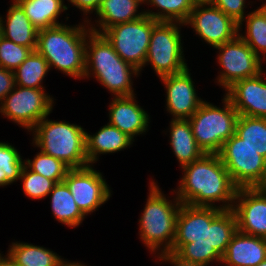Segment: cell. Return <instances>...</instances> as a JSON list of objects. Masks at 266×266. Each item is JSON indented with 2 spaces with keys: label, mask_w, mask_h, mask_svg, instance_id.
<instances>
[{
  "label": "cell",
  "mask_w": 266,
  "mask_h": 266,
  "mask_svg": "<svg viewBox=\"0 0 266 266\" xmlns=\"http://www.w3.org/2000/svg\"><path fill=\"white\" fill-rule=\"evenodd\" d=\"M184 25L192 26L197 35L214 48L238 35V23L210 2L195 3Z\"/></svg>",
  "instance_id": "4fadbf2b"
},
{
  "label": "cell",
  "mask_w": 266,
  "mask_h": 266,
  "mask_svg": "<svg viewBox=\"0 0 266 266\" xmlns=\"http://www.w3.org/2000/svg\"><path fill=\"white\" fill-rule=\"evenodd\" d=\"M0 266H18V264L10 257L7 253L6 256H1L0 258Z\"/></svg>",
  "instance_id": "ab89813d"
},
{
  "label": "cell",
  "mask_w": 266,
  "mask_h": 266,
  "mask_svg": "<svg viewBox=\"0 0 266 266\" xmlns=\"http://www.w3.org/2000/svg\"><path fill=\"white\" fill-rule=\"evenodd\" d=\"M91 20L85 25L68 26L65 24L39 30L36 51L53 67L66 75L84 78L86 41L91 29ZM88 27V28H87Z\"/></svg>",
  "instance_id": "7a4b0ae2"
},
{
  "label": "cell",
  "mask_w": 266,
  "mask_h": 266,
  "mask_svg": "<svg viewBox=\"0 0 266 266\" xmlns=\"http://www.w3.org/2000/svg\"><path fill=\"white\" fill-rule=\"evenodd\" d=\"M235 134L266 159V118L239 115Z\"/></svg>",
  "instance_id": "f546056e"
},
{
  "label": "cell",
  "mask_w": 266,
  "mask_h": 266,
  "mask_svg": "<svg viewBox=\"0 0 266 266\" xmlns=\"http://www.w3.org/2000/svg\"><path fill=\"white\" fill-rule=\"evenodd\" d=\"M259 188L266 194V176Z\"/></svg>",
  "instance_id": "b9f144b4"
},
{
  "label": "cell",
  "mask_w": 266,
  "mask_h": 266,
  "mask_svg": "<svg viewBox=\"0 0 266 266\" xmlns=\"http://www.w3.org/2000/svg\"><path fill=\"white\" fill-rule=\"evenodd\" d=\"M215 48L219 50L218 63L223 70L217 82L226 90L235 82L262 72V60L266 58L260 59L239 35Z\"/></svg>",
  "instance_id": "7c38bea8"
},
{
  "label": "cell",
  "mask_w": 266,
  "mask_h": 266,
  "mask_svg": "<svg viewBox=\"0 0 266 266\" xmlns=\"http://www.w3.org/2000/svg\"><path fill=\"white\" fill-rule=\"evenodd\" d=\"M18 266H57L62 260L55 252L28 243H12L8 250Z\"/></svg>",
  "instance_id": "4316f807"
},
{
  "label": "cell",
  "mask_w": 266,
  "mask_h": 266,
  "mask_svg": "<svg viewBox=\"0 0 266 266\" xmlns=\"http://www.w3.org/2000/svg\"><path fill=\"white\" fill-rule=\"evenodd\" d=\"M135 95L112 99L109 106V124L115 126L134 141V136L147 131L149 115L136 102Z\"/></svg>",
  "instance_id": "ac0fdd59"
},
{
  "label": "cell",
  "mask_w": 266,
  "mask_h": 266,
  "mask_svg": "<svg viewBox=\"0 0 266 266\" xmlns=\"http://www.w3.org/2000/svg\"><path fill=\"white\" fill-rule=\"evenodd\" d=\"M158 22L145 14L137 20L113 25L102 34L125 62L141 71L146 60L151 32Z\"/></svg>",
  "instance_id": "30bf717a"
},
{
  "label": "cell",
  "mask_w": 266,
  "mask_h": 266,
  "mask_svg": "<svg viewBox=\"0 0 266 266\" xmlns=\"http://www.w3.org/2000/svg\"><path fill=\"white\" fill-rule=\"evenodd\" d=\"M194 3H206L209 2V0H192Z\"/></svg>",
  "instance_id": "7bdbcfd3"
},
{
  "label": "cell",
  "mask_w": 266,
  "mask_h": 266,
  "mask_svg": "<svg viewBox=\"0 0 266 266\" xmlns=\"http://www.w3.org/2000/svg\"><path fill=\"white\" fill-rule=\"evenodd\" d=\"M189 69L172 75L160 77L165 85L166 108L172 119H189L204 102L196 94Z\"/></svg>",
  "instance_id": "2e32d148"
},
{
  "label": "cell",
  "mask_w": 266,
  "mask_h": 266,
  "mask_svg": "<svg viewBox=\"0 0 266 266\" xmlns=\"http://www.w3.org/2000/svg\"><path fill=\"white\" fill-rule=\"evenodd\" d=\"M144 3L143 0H102L101 5L96 12L99 18L96 29L94 26L90 25V29L93 32L102 34L107 28L113 25L131 22L144 16V11L137 12L139 5ZM138 13V14H136Z\"/></svg>",
  "instance_id": "7402d4cb"
},
{
  "label": "cell",
  "mask_w": 266,
  "mask_h": 266,
  "mask_svg": "<svg viewBox=\"0 0 266 266\" xmlns=\"http://www.w3.org/2000/svg\"><path fill=\"white\" fill-rule=\"evenodd\" d=\"M49 71L50 67L47 60L36 50L32 51L14 71L16 85L44 89L41 84Z\"/></svg>",
  "instance_id": "f1b7e54d"
},
{
  "label": "cell",
  "mask_w": 266,
  "mask_h": 266,
  "mask_svg": "<svg viewBox=\"0 0 266 266\" xmlns=\"http://www.w3.org/2000/svg\"><path fill=\"white\" fill-rule=\"evenodd\" d=\"M149 184V196L139 219V235L151 252L161 250V254L168 253L175 239L181 201L175 197L172 203L164 197L156 182L152 181Z\"/></svg>",
  "instance_id": "5b68a950"
},
{
  "label": "cell",
  "mask_w": 266,
  "mask_h": 266,
  "mask_svg": "<svg viewBox=\"0 0 266 266\" xmlns=\"http://www.w3.org/2000/svg\"><path fill=\"white\" fill-rule=\"evenodd\" d=\"M24 164L31 171L39 173L47 179L54 180L56 183L62 182L67 172L71 169L63 161L41 151L36 154L33 161L31 159L24 160Z\"/></svg>",
  "instance_id": "d6a6232c"
},
{
  "label": "cell",
  "mask_w": 266,
  "mask_h": 266,
  "mask_svg": "<svg viewBox=\"0 0 266 266\" xmlns=\"http://www.w3.org/2000/svg\"><path fill=\"white\" fill-rule=\"evenodd\" d=\"M246 0H209V2L231 17L238 24L244 19Z\"/></svg>",
  "instance_id": "d590c367"
},
{
  "label": "cell",
  "mask_w": 266,
  "mask_h": 266,
  "mask_svg": "<svg viewBox=\"0 0 266 266\" xmlns=\"http://www.w3.org/2000/svg\"><path fill=\"white\" fill-rule=\"evenodd\" d=\"M24 10L33 26L39 31L61 25L57 20L68 10L64 0H15Z\"/></svg>",
  "instance_id": "d4e9b609"
},
{
  "label": "cell",
  "mask_w": 266,
  "mask_h": 266,
  "mask_svg": "<svg viewBox=\"0 0 266 266\" xmlns=\"http://www.w3.org/2000/svg\"><path fill=\"white\" fill-rule=\"evenodd\" d=\"M181 168L184 175L175 192L181 204L213 207V203L222 201L220 209L233 208L238 188L218 154H204Z\"/></svg>",
  "instance_id": "6da1fadb"
},
{
  "label": "cell",
  "mask_w": 266,
  "mask_h": 266,
  "mask_svg": "<svg viewBox=\"0 0 266 266\" xmlns=\"http://www.w3.org/2000/svg\"><path fill=\"white\" fill-rule=\"evenodd\" d=\"M32 50L14 43L0 35V66L15 71L29 56Z\"/></svg>",
  "instance_id": "e575fe53"
},
{
  "label": "cell",
  "mask_w": 266,
  "mask_h": 266,
  "mask_svg": "<svg viewBox=\"0 0 266 266\" xmlns=\"http://www.w3.org/2000/svg\"><path fill=\"white\" fill-rule=\"evenodd\" d=\"M234 185L239 188L259 187L266 176V159L236 134L218 153Z\"/></svg>",
  "instance_id": "ba28073f"
},
{
  "label": "cell",
  "mask_w": 266,
  "mask_h": 266,
  "mask_svg": "<svg viewBox=\"0 0 266 266\" xmlns=\"http://www.w3.org/2000/svg\"><path fill=\"white\" fill-rule=\"evenodd\" d=\"M244 20H246V35L240 34ZM238 35L260 59L261 55L266 56V3L244 17L238 24Z\"/></svg>",
  "instance_id": "83f0119b"
},
{
  "label": "cell",
  "mask_w": 266,
  "mask_h": 266,
  "mask_svg": "<svg viewBox=\"0 0 266 266\" xmlns=\"http://www.w3.org/2000/svg\"><path fill=\"white\" fill-rule=\"evenodd\" d=\"M257 266H266V260L262 261V262L259 263Z\"/></svg>",
  "instance_id": "ee69618b"
},
{
  "label": "cell",
  "mask_w": 266,
  "mask_h": 266,
  "mask_svg": "<svg viewBox=\"0 0 266 266\" xmlns=\"http://www.w3.org/2000/svg\"><path fill=\"white\" fill-rule=\"evenodd\" d=\"M102 0H68V2L72 3L73 6L79 8L83 11L84 14L92 13L93 11H98Z\"/></svg>",
  "instance_id": "74e56055"
},
{
  "label": "cell",
  "mask_w": 266,
  "mask_h": 266,
  "mask_svg": "<svg viewBox=\"0 0 266 266\" xmlns=\"http://www.w3.org/2000/svg\"><path fill=\"white\" fill-rule=\"evenodd\" d=\"M49 194L51 210L56 220L71 228L78 227L85 214L77 206L66 183L64 181L56 183Z\"/></svg>",
  "instance_id": "484cf974"
},
{
  "label": "cell",
  "mask_w": 266,
  "mask_h": 266,
  "mask_svg": "<svg viewBox=\"0 0 266 266\" xmlns=\"http://www.w3.org/2000/svg\"><path fill=\"white\" fill-rule=\"evenodd\" d=\"M14 71L0 66V103L15 88Z\"/></svg>",
  "instance_id": "8d00e7d4"
},
{
  "label": "cell",
  "mask_w": 266,
  "mask_h": 266,
  "mask_svg": "<svg viewBox=\"0 0 266 266\" xmlns=\"http://www.w3.org/2000/svg\"><path fill=\"white\" fill-rule=\"evenodd\" d=\"M266 73L262 71L255 77L235 82L225 90L239 115L266 118Z\"/></svg>",
  "instance_id": "e0dca14e"
},
{
  "label": "cell",
  "mask_w": 266,
  "mask_h": 266,
  "mask_svg": "<svg viewBox=\"0 0 266 266\" xmlns=\"http://www.w3.org/2000/svg\"><path fill=\"white\" fill-rule=\"evenodd\" d=\"M41 152L63 161L72 168L89 166L86 154V131L76 124L43 118L31 130Z\"/></svg>",
  "instance_id": "277c9868"
},
{
  "label": "cell",
  "mask_w": 266,
  "mask_h": 266,
  "mask_svg": "<svg viewBox=\"0 0 266 266\" xmlns=\"http://www.w3.org/2000/svg\"><path fill=\"white\" fill-rule=\"evenodd\" d=\"M57 266H86L85 264L76 263V262H68L64 261L63 259L57 264Z\"/></svg>",
  "instance_id": "60d3db41"
},
{
  "label": "cell",
  "mask_w": 266,
  "mask_h": 266,
  "mask_svg": "<svg viewBox=\"0 0 266 266\" xmlns=\"http://www.w3.org/2000/svg\"><path fill=\"white\" fill-rule=\"evenodd\" d=\"M6 16V25L0 16V35L16 44L26 46L32 51L37 47L38 30L25 15L22 7L13 0Z\"/></svg>",
  "instance_id": "44dd1931"
},
{
  "label": "cell",
  "mask_w": 266,
  "mask_h": 266,
  "mask_svg": "<svg viewBox=\"0 0 266 266\" xmlns=\"http://www.w3.org/2000/svg\"><path fill=\"white\" fill-rule=\"evenodd\" d=\"M232 210L238 231L266 238V194L259 187L237 189Z\"/></svg>",
  "instance_id": "9a60e30c"
},
{
  "label": "cell",
  "mask_w": 266,
  "mask_h": 266,
  "mask_svg": "<svg viewBox=\"0 0 266 266\" xmlns=\"http://www.w3.org/2000/svg\"><path fill=\"white\" fill-rule=\"evenodd\" d=\"M139 72L115 52L103 34L93 31L89 33L86 41L84 78H89L92 73L115 97L132 96L134 90L131 76H136Z\"/></svg>",
  "instance_id": "3957f363"
},
{
  "label": "cell",
  "mask_w": 266,
  "mask_h": 266,
  "mask_svg": "<svg viewBox=\"0 0 266 266\" xmlns=\"http://www.w3.org/2000/svg\"><path fill=\"white\" fill-rule=\"evenodd\" d=\"M264 260H266V238L237 231L222 255L221 263L226 266H257Z\"/></svg>",
  "instance_id": "d6986e66"
},
{
  "label": "cell",
  "mask_w": 266,
  "mask_h": 266,
  "mask_svg": "<svg viewBox=\"0 0 266 266\" xmlns=\"http://www.w3.org/2000/svg\"><path fill=\"white\" fill-rule=\"evenodd\" d=\"M80 210L87 216L104 204L111 196L109 185L102 174L91 165L70 169L63 179Z\"/></svg>",
  "instance_id": "5bb4252c"
},
{
  "label": "cell",
  "mask_w": 266,
  "mask_h": 266,
  "mask_svg": "<svg viewBox=\"0 0 266 266\" xmlns=\"http://www.w3.org/2000/svg\"><path fill=\"white\" fill-rule=\"evenodd\" d=\"M170 123V145L180 166L201 158L205 153L195 141L189 120L172 119Z\"/></svg>",
  "instance_id": "cb8c5ba5"
},
{
  "label": "cell",
  "mask_w": 266,
  "mask_h": 266,
  "mask_svg": "<svg viewBox=\"0 0 266 266\" xmlns=\"http://www.w3.org/2000/svg\"><path fill=\"white\" fill-rule=\"evenodd\" d=\"M178 25L184 24L159 21L151 32L144 67L150 63L158 77L177 74L188 68Z\"/></svg>",
  "instance_id": "9c48e42d"
},
{
  "label": "cell",
  "mask_w": 266,
  "mask_h": 266,
  "mask_svg": "<svg viewBox=\"0 0 266 266\" xmlns=\"http://www.w3.org/2000/svg\"><path fill=\"white\" fill-rule=\"evenodd\" d=\"M222 102L220 108L204 101L188 119L195 141L205 154H218L236 131L239 114L226 96Z\"/></svg>",
  "instance_id": "52a82bcc"
},
{
  "label": "cell",
  "mask_w": 266,
  "mask_h": 266,
  "mask_svg": "<svg viewBox=\"0 0 266 266\" xmlns=\"http://www.w3.org/2000/svg\"><path fill=\"white\" fill-rule=\"evenodd\" d=\"M133 140L107 123L95 135L86 133V154L89 165L98 161L99 154L115 153L130 147Z\"/></svg>",
  "instance_id": "603a6c76"
},
{
  "label": "cell",
  "mask_w": 266,
  "mask_h": 266,
  "mask_svg": "<svg viewBox=\"0 0 266 266\" xmlns=\"http://www.w3.org/2000/svg\"><path fill=\"white\" fill-rule=\"evenodd\" d=\"M19 179H22V187L25 195L31 199L45 198L56 184L54 180L47 179L30 169L28 170V167L25 164L22 168Z\"/></svg>",
  "instance_id": "836d02e7"
},
{
  "label": "cell",
  "mask_w": 266,
  "mask_h": 266,
  "mask_svg": "<svg viewBox=\"0 0 266 266\" xmlns=\"http://www.w3.org/2000/svg\"><path fill=\"white\" fill-rule=\"evenodd\" d=\"M238 231L237 218L232 209L223 210L212 222H204L203 234L188 244H173L168 252L182 262L207 266L220 262L230 240Z\"/></svg>",
  "instance_id": "8992f818"
},
{
  "label": "cell",
  "mask_w": 266,
  "mask_h": 266,
  "mask_svg": "<svg viewBox=\"0 0 266 266\" xmlns=\"http://www.w3.org/2000/svg\"><path fill=\"white\" fill-rule=\"evenodd\" d=\"M159 261H165V262H169L171 263L173 266H199V265H195V264H190V263H186V262H182L181 260H179L177 257H175L173 254L171 253H157Z\"/></svg>",
  "instance_id": "f35d334b"
},
{
  "label": "cell",
  "mask_w": 266,
  "mask_h": 266,
  "mask_svg": "<svg viewBox=\"0 0 266 266\" xmlns=\"http://www.w3.org/2000/svg\"><path fill=\"white\" fill-rule=\"evenodd\" d=\"M144 4L159 8V12L150 10L144 13L157 21L185 23L195 3L192 0H143Z\"/></svg>",
  "instance_id": "4dcf8cb0"
},
{
  "label": "cell",
  "mask_w": 266,
  "mask_h": 266,
  "mask_svg": "<svg viewBox=\"0 0 266 266\" xmlns=\"http://www.w3.org/2000/svg\"><path fill=\"white\" fill-rule=\"evenodd\" d=\"M223 209L218 206H190L181 204L173 244L192 243L193 239L201 236L204 231V222H212Z\"/></svg>",
  "instance_id": "ffe728a7"
},
{
  "label": "cell",
  "mask_w": 266,
  "mask_h": 266,
  "mask_svg": "<svg viewBox=\"0 0 266 266\" xmlns=\"http://www.w3.org/2000/svg\"><path fill=\"white\" fill-rule=\"evenodd\" d=\"M24 161L10 143L0 142V186L4 187L20 178Z\"/></svg>",
  "instance_id": "1f68e13d"
},
{
  "label": "cell",
  "mask_w": 266,
  "mask_h": 266,
  "mask_svg": "<svg viewBox=\"0 0 266 266\" xmlns=\"http://www.w3.org/2000/svg\"><path fill=\"white\" fill-rule=\"evenodd\" d=\"M53 103V98L44 89L16 85L0 103V113L31 131L52 112Z\"/></svg>",
  "instance_id": "8fae6325"
}]
</instances>
